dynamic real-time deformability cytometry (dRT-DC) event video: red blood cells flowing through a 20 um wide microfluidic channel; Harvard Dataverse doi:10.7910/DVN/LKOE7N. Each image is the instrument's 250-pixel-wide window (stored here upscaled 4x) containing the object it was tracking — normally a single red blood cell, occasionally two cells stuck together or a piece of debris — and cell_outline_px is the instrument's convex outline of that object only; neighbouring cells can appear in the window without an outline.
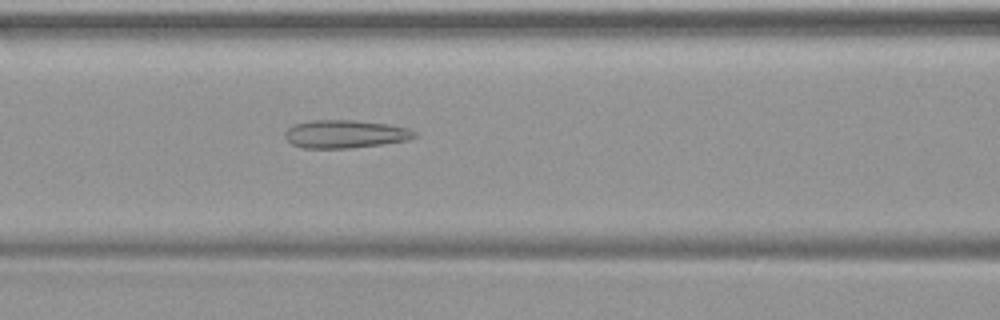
{"species": "common noctule bat (a hibernating species)", "species_latin": "Nyctalus noctula", "temperature_condition": "warm", "stored_images_in_passage": 49, "camera_frame_rate_fps": 3000, "um_per_image_px": 0.085, "animal": {"sex": "female", "body_mass_g": 19.9}, "frame": {"image": 1, "passage_image": 21, "time_ms": 6.667, "image_size_px": [1000, 320], "cell_outline_px": [[420, 136], [408, 140], [352, 148], [304, 148], [292, 144], [284, 136], [284, 132], [292, 124], [308, 120], [352, 120], [388, 124], [408, 128], [416, 132]], "centroid_in_image_um": [29.33, 11.38], "position_along_channel_um": 137.3, "area_um2": 21.33}}
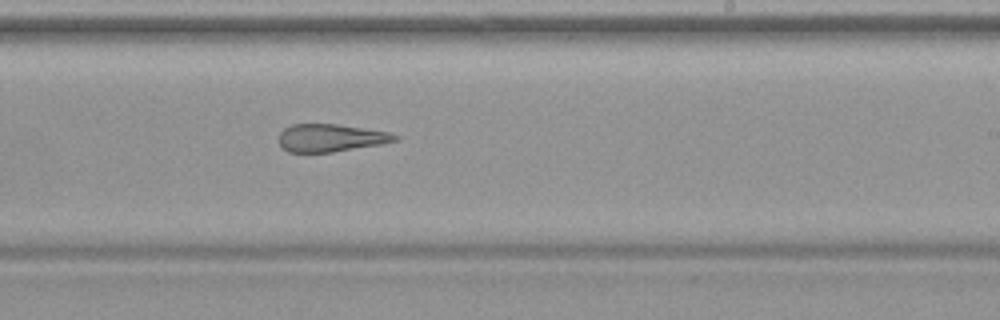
{"frame": {"image": 2, "passage_image": 30, "time_ms": 9.667, "image_size_px": [1000, 320], "cell_outline_px": [[400, 140], [380, 144], [332, 152], [288, 152], [276, 140], [280, 132], [284, 128], [292, 124], [336, 124], [388, 132], [400, 136]], "centroid_in_image_um": [28.08, 11.72], "position_along_channel_um": 260.9, "area_um2": 18.73}}
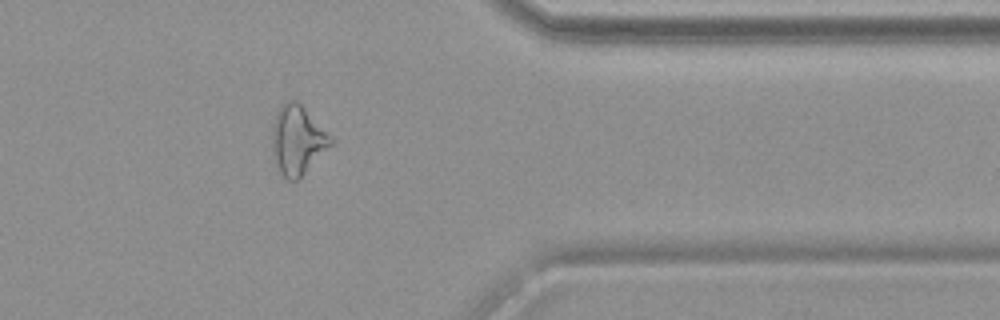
{"frame": {"image": 3, "passage_image": 40, "time_ms": 13.0, "image_size_px": [1000, 320], "cell_outline_px": [[336, 140], [300, 180], [292, 184], [276, 172], [272, 148], [272, 124], [276, 112], [280, 104], [288, 100], [296, 100]], "centroid_in_image_um": [25.27, 11.98], "position_along_channel_um": 386.1, "area_um2": 24.45}}